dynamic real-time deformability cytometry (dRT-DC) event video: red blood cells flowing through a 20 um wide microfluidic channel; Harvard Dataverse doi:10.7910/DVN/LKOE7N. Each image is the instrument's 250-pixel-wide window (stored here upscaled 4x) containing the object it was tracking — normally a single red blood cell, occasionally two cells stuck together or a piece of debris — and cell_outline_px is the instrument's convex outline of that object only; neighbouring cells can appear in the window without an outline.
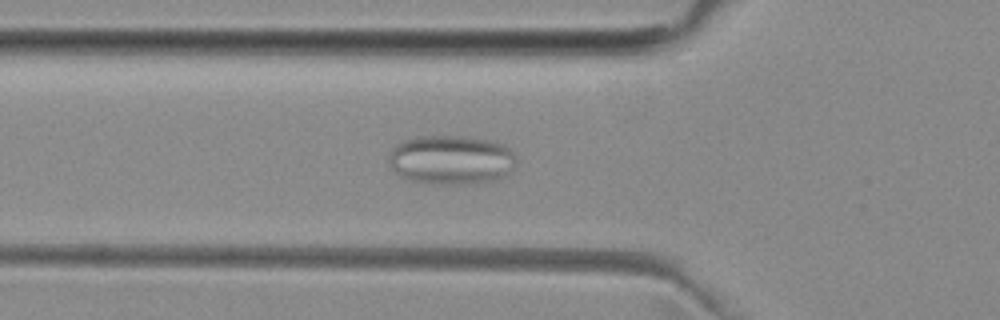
{"species": "common noctule bat (a hibernating species)", "species_latin": "Nyctalus noctula", "temperature_condition": "room temperature", "stored_images_in_passage": 39, "camera_frame_rate_fps": 3000, "um_per_image_px": 0.085, "animal": {"sex": "female", "body_mass_g": 29.2, "forearm_length_mm": 56.3}, "frame": {"image": 1, "passage_image": 3, "time_ms": 0.667, "image_size_px": [1000, 320], "cell_outline_px": [[516, 168], [508, 176], [496, 180], [476, 184], [428, 184], [412, 180], [396, 172], [388, 164], [388, 156], [396, 144], [404, 140], [420, 136], [460, 136], [484, 140], [504, 144], [516, 156]], "centroid_in_image_um": [38.4, 13.61], "position_along_channel_um": 87.4, "area_um2": 36.99}}
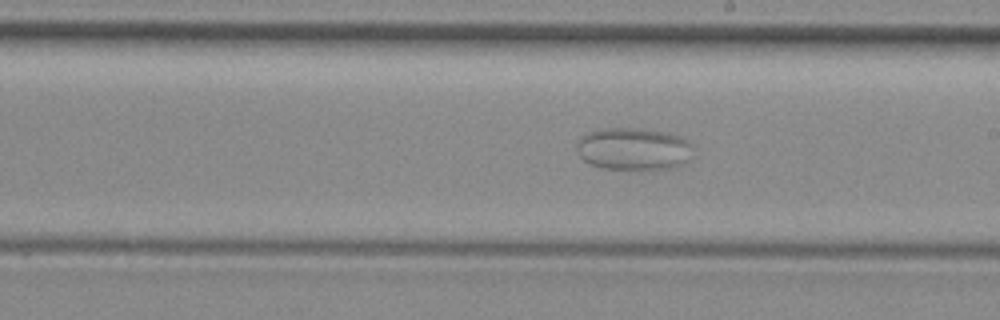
{"frame": {"image": 2, "passage_image": 15, "time_ms": 4.667, "image_size_px": [1000, 320], "cell_outline_px": [[692, 144], [688, 160], [684, 164], [676, 168], [600, 168], [584, 160], [580, 156], [576, 144], [588, 132], [608, 128], [636, 128], [668, 132], [680, 136], [688, 140]], "centroid_in_image_um": [53.88, 12.64], "position_along_channel_um": 235.1, "area_um2": 28.38}}
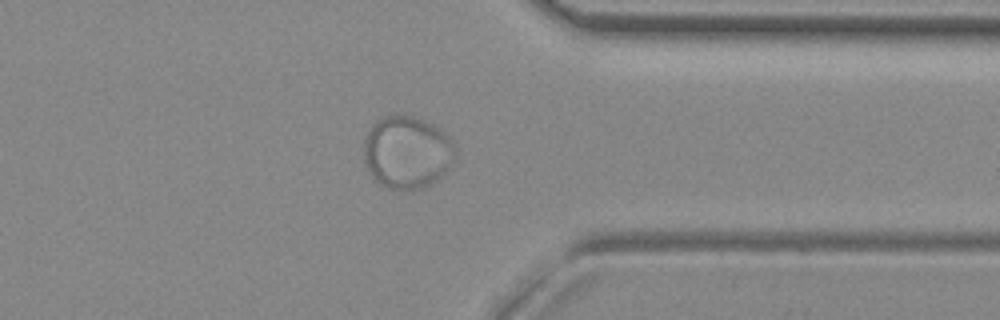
{"frame": {"image": 3, "passage_image": 27, "time_ms": 8.667, "image_size_px": [1000, 320], "cell_outline_px": [[456, 160], [444, 176], [432, 184], [424, 188], [388, 188], [372, 180], [364, 160], [364, 140], [372, 124], [376, 120], [384, 116], [400, 112], [424, 120], [432, 124], [444, 132], [448, 136], [456, 148]], "centroid_in_image_um": [34.61, 12.93], "position_along_channel_um": 376.8, "area_um2": 39.42}}